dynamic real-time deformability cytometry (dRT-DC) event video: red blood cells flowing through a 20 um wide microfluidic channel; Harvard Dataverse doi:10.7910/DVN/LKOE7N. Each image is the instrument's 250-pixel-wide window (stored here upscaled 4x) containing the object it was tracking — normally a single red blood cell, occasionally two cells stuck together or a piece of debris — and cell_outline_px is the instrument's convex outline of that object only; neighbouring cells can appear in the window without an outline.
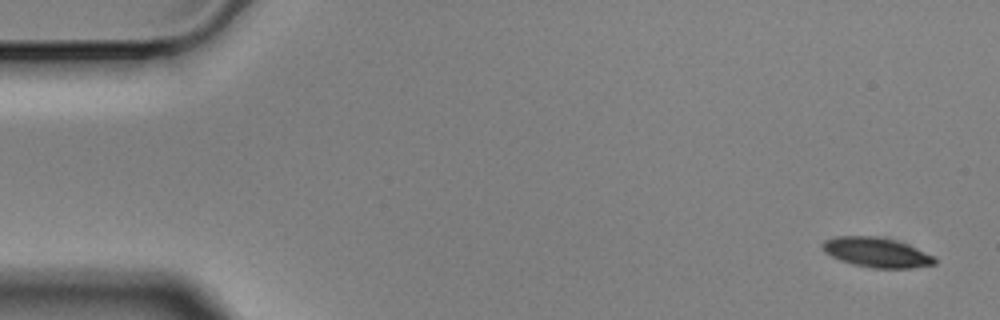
{"species": "Egyptian fruit bat (a non-hibernating species)", "species_latin": "Rousettus aegyptiacus", "temperature_condition": "cold", "stored_images_in_passage": 5, "camera_frame_rate_fps": 3000, "um_per_image_px": 0.085, "animal": {"sex": "male"}, "frame": {"image": 1, "passage_image": 1, "time_ms": 0.0, "image_size_px": [1000, 320], "cell_outline_px": [[936, 264], [916, 268], [872, 268], [852, 264], [840, 260], [824, 252], [824, 240], [836, 236], [872, 236], [892, 240], [916, 248], [936, 256]], "centroid_in_image_um": [74.54, 21.47], "position_along_channel_um": 10.5, "area_um2": 19.25}}
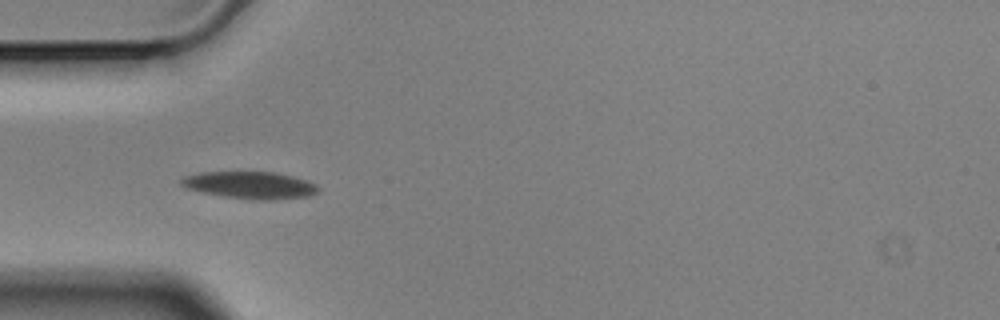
{"frame": {"image": 2, "passage_image": 5, "time_ms": 1.333, "image_size_px": [1000, 320], "cell_outline_px": [[320, 192], [308, 196], [272, 200], [256, 200], [224, 196], [204, 192], [188, 188], [180, 184], [180, 180], [184, 176], [200, 172], [276, 172], [292, 176], [316, 184], [320, 188]], "centroid_in_image_um": [21.29, 15.73], "position_along_channel_um": 63.7, "area_um2": 21.56}}